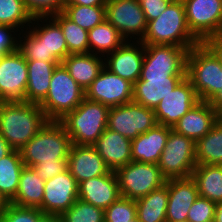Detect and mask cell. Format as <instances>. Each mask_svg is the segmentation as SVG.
Masks as SVG:
<instances>
[{"instance_id":"obj_1","label":"cell","mask_w":222,"mask_h":222,"mask_svg":"<svg viewBox=\"0 0 222 222\" xmlns=\"http://www.w3.org/2000/svg\"><path fill=\"white\" fill-rule=\"evenodd\" d=\"M48 121L39 104L0 102V135L13 150L20 151Z\"/></svg>"},{"instance_id":"obj_2","label":"cell","mask_w":222,"mask_h":222,"mask_svg":"<svg viewBox=\"0 0 222 222\" xmlns=\"http://www.w3.org/2000/svg\"><path fill=\"white\" fill-rule=\"evenodd\" d=\"M144 45L192 48L201 43L190 31L182 0H173L159 17L147 23Z\"/></svg>"},{"instance_id":"obj_3","label":"cell","mask_w":222,"mask_h":222,"mask_svg":"<svg viewBox=\"0 0 222 222\" xmlns=\"http://www.w3.org/2000/svg\"><path fill=\"white\" fill-rule=\"evenodd\" d=\"M110 107L86 98L59 122L70 136L72 144L92 146L108 123Z\"/></svg>"},{"instance_id":"obj_4","label":"cell","mask_w":222,"mask_h":222,"mask_svg":"<svg viewBox=\"0 0 222 222\" xmlns=\"http://www.w3.org/2000/svg\"><path fill=\"white\" fill-rule=\"evenodd\" d=\"M72 142L59 121H48L44 127L20 149L25 166L44 162H61L69 156Z\"/></svg>"},{"instance_id":"obj_5","label":"cell","mask_w":222,"mask_h":222,"mask_svg":"<svg viewBox=\"0 0 222 222\" xmlns=\"http://www.w3.org/2000/svg\"><path fill=\"white\" fill-rule=\"evenodd\" d=\"M186 77L200 101L209 102L222 88V63L204 44L188 51Z\"/></svg>"},{"instance_id":"obj_6","label":"cell","mask_w":222,"mask_h":222,"mask_svg":"<svg viewBox=\"0 0 222 222\" xmlns=\"http://www.w3.org/2000/svg\"><path fill=\"white\" fill-rule=\"evenodd\" d=\"M85 98V90L59 63L51 77L45 99L39 104L49 121H59L73 111Z\"/></svg>"},{"instance_id":"obj_7","label":"cell","mask_w":222,"mask_h":222,"mask_svg":"<svg viewBox=\"0 0 222 222\" xmlns=\"http://www.w3.org/2000/svg\"><path fill=\"white\" fill-rule=\"evenodd\" d=\"M157 165L166 180L190 177L197 165L196 143L172 129Z\"/></svg>"},{"instance_id":"obj_8","label":"cell","mask_w":222,"mask_h":222,"mask_svg":"<svg viewBox=\"0 0 222 222\" xmlns=\"http://www.w3.org/2000/svg\"><path fill=\"white\" fill-rule=\"evenodd\" d=\"M115 173L121 196L135 201L166 183L157 164L131 161Z\"/></svg>"},{"instance_id":"obj_9","label":"cell","mask_w":222,"mask_h":222,"mask_svg":"<svg viewBox=\"0 0 222 222\" xmlns=\"http://www.w3.org/2000/svg\"><path fill=\"white\" fill-rule=\"evenodd\" d=\"M190 49L175 45H144V60L139 78L186 75Z\"/></svg>"},{"instance_id":"obj_10","label":"cell","mask_w":222,"mask_h":222,"mask_svg":"<svg viewBox=\"0 0 222 222\" xmlns=\"http://www.w3.org/2000/svg\"><path fill=\"white\" fill-rule=\"evenodd\" d=\"M158 124L153 109L135 102L110 107L107 128L133 140Z\"/></svg>"},{"instance_id":"obj_11","label":"cell","mask_w":222,"mask_h":222,"mask_svg":"<svg viewBox=\"0 0 222 222\" xmlns=\"http://www.w3.org/2000/svg\"><path fill=\"white\" fill-rule=\"evenodd\" d=\"M191 33L203 43L222 34V0H182Z\"/></svg>"},{"instance_id":"obj_12","label":"cell","mask_w":222,"mask_h":222,"mask_svg":"<svg viewBox=\"0 0 222 222\" xmlns=\"http://www.w3.org/2000/svg\"><path fill=\"white\" fill-rule=\"evenodd\" d=\"M105 17L126 41L134 35L141 41L146 33L147 21L138 0H107Z\"/></svg>"},{"instance_id":"obj_13","label":"cell","mask_w":222,"mask_h":222,"mask_svg":"<svg viewBox=\"0 0 222 222\" xmlns=\"http://www.w3.org/2000/svg\"><path fill=\"white\" fill-rule=\"evenodd\" d=\"M85 98L114 107L133 101V83L105 67L85 91Z\"/></svg>"},{"instance_id":"obj_14","label":"cell","mask_w":222,"mask_h":222,"mask_svg":"<svg viewBox=\"0 0 222 222\" xmlns=\"http://www.w3.org/2000/svg\"><path fill=\"white\" fill-rule=\"evenodd\" d=\"M28 68L19 51L3 56L0 63V102L25 101Z\"/></svg>"},{"instance_id":"obj_15","label":"cell","mask_w":222,"mask_h":222,"mask_svg":"<svg viewBox=\"0 0 222 222\" xmlns=\"http://www.w3.org/2000/svg\"><path fill=\"white\" fill-rule=\"evenodd\" d=\"M198 102L192 83L185 77L154 109L158 124L173 128Z\"/></svg>"},{"instance_id":"obj_16","label":"cell","mask_w":222,"mask_h":222,"mask_svg":"<svg viewBox=\"0 0 222 222\" xmlns=\"http://www.w3.org/2000/svg\"><path fill=\"white\" fill-rule=\"evenodd\" d=\"M78 199V183L69 170L46 180L42 206L43 214L61 215Z\"/></svg>"},{"instance_id":"obj_17","label":"cell","mask_w":222,"mask_h":222,"mask_svg":"<svg viewBox=\"0 0 222 222\" xmlns=\"http://www.w3.org/2000/svg\"><path fill=\"white\" fill-rule=\"evenodd\" d=\"M136 41L138 45L125 41L119 48L107 54L108 58H104L106 69L133 84L140 77L144 60V44L141 41Z\"/></svg>"},{"instance_id":"obj_18","label":"cell","mask_w":222,"mask_h":222,"mask_svg":"<svg viewBox=\"0 0 222 222\" xmlns=\"http://www.w3.org/2000/svg\"><path fill=\"white\" fill-rule=\"evenodd\" d=\"M119 197L118 178L115 171L94 177L78 184V199L105 210Z\"/></svg>"},{"instance_id":"obj_19","label":"cell","mask_w":222,"mask_h":222,"mask_svg":"<svg viewBox=\"0 0 222 222\" xmlns=\"http://www.w3.org/2000/svg\"><path fill=\"white\" fill-rule=\"evenodd\" d=\"M70 174L79 184L94 177L106 175L110 169L93 146L72 144L67 158Z\"/></svg>"},{"instance_id":"obj_20","label":"cell","mask_w":222,"mask_h":222,"mask_svg":"<svg viewBox=\"0 0 222 222\" xmlns=\"http://www.w3.org/2000/svg\"><path fill=\"white\" fill-rule=\"evenodd\" d=\"M168 193L166 222L187 220L190 207L199 197L194 179L190 176L168 180Z\"/></svg>"},{"instance_id":"obj_21","label":"cell","mask_w":222,"mask_h":222,"mask_svg":"<svg viewBox=\"0 0 222 222\" xmlns=\"http://www.w3.org/2000/svg\"><path fill=\"white\" fill-rule=\"evenodd\" d=\"M216 121L217 111L209 102L200 101L183 115L172 129L196 143L213 128Z\"/></svg>"},{"instance_id":"obj_22","label":"cell","mask_w":222,"mask_h":222,"mask_svg":"<svg viewBox=\"0 0 222 222\" xmlns=\"http://www.w3.org/2000/svg\"><path fill=\"white\" fill-rule=\"evenodd\" d=\"M92 146L112 171L132 161V140L111 129L106 128Z\"/></svg>"},{"instance_id":"obj_23","label":"cell","mask_w":222,"mask_h":222,"mask_svg":"<svg viewBox=\"0 0 222 222\" xmlns=\"http://www.w3.org/2000/svg\"><path fill=\"white\" fill-rule=\"evenodd\" d=\"M186 77L172 75L170 77L139 78L133 84V102L155 109L162 98L166 97Z\"/></svg>"},{"instance_id":"obj_24","label":"cell","mask_w":222,"mask_h":222,"mask_svg":"<svg viewBox=\"0 0 222 222\" xmlns=\"http://www.w3.org/2000/svg\"><path fill=\"white\" fill-rule=\"evenodd\" d=\"M171 130V127L157 124L133 139L132 161L157 164Z\"/></svg>"},{"instance_id":"obj_25","label":"cell","mask_w":222,"mask_h":222,"mask_svg":"<svg viewBox=\"0 0 222 222\" xmlns=\"http://www.w3.org/2000/svg\"><path fill=\"white\" fill-rule=\"evenodd\" d=\"M28 80L25 102L40 104L47 96L52 74L60 62L26 60Z\"/></svg>"},{"instance_id":"obj_26","label":"cell","mask_w":222,"mask_h":222,"mask_svg":"<svg viewBox=\"0 0 222 222\" xmlns=\"http://www.w3.org/2000/svg\"><path fill=\"white\" fill-rule=\"evenodd\" d=\"M61 63L85 91L104 68L103 59L95 53L69 54Z\"/></svg>"},{"instance_id":"obj_27","label":"cell","mask_w":222,"mask_h":222,"mask_svg":"<svg viewBox=\"0 0 222 222\" xmlns=\"http://www.w3.org/2000/svg\"><path fill=\"white\" fill-rule=\"evenodd\" d=\"M45 180L40 178L32 167L24 166L15 197L10 203L21 207L42 206Z\"/></svg>"},{"instance_id":"obj_28","label":"cell","mask_w":222,"mask_h":222,"mask_svg":"<svg viewBox=\"0 0 222 222\" xmlns=\"http://www.w3.org/2000/svg\"><path fill=\"white\" fill-rule=\"evenodd\" d=\"M168 180L158 189L136 200V214L140 222H166Z\"/></svg>"},{"instance_id":"obj_29","label":"cell","mask_w":222,"mask_h":222,"mask_svg":"<svg viewBox=\"0 0 222 222\" xmlns=\"http://www.w3.org/2000/svg\"><path fill=\"white\" fill-rule=\"evenodd\" d=\"M191 177L200 197L216 204L222 202V165H196Z\"/></svg>"},{"instance_id":"obj_30","label":"cell","mask_w":222,"mask_h":222,"mask_svg":"<svg viewBox=\"0 0 222 222\" xmlns=\"http://www.w3.org/2000/svg\"><path fill=\"white\" fill-rule=\"evenodd\" d=\"M24 166L19 150H12L0 159V192L9 202L17 193Z\"/></svg>"},{"instance_id":"obj_31","label":"cell","mask_w":222,"mask_h":222,"mask_svg":"<svg viewBox=\"0 0 222 222\" xmlns=\"http://www.w3.org/2000/svg\"><path fill=\"white\" fill-rule=\"evenodd\" d=\"M197 165H222V123L216 121L213 128L196 142Z\"/></svg>"},{"instance_id":"obj_32","label":"cell","mask_w":222,"mask_h":222,"mask_svg":"<svg viewBox=\"0 0 222 222\" xmlns=\"http://www.w3.org/2000/svg\"><path fill=\"white\" fill-rule=\"evenodd\" d=\"M126 40L120 35L118 30L106 19L93 29L88 31V42L90 53L110 54L119 48ZM100 52V53H99Z\"/></svg>"},{"instance_id":"obj_33","label":"cell","mask_w":222,"mask_h":222,"mask_svg":"<svg viewBox=\"0 0 222 222\" xmlns=\"http://www.w3.org/2000/svg\"><path fill=\"white\" fill-rule=\"evenodd\" d=\"M49 23L43 24L42 27L30 29L31 32L42 40L46 49V57H55L60 63L69 55L64 34L60 26L53 20L49 19Z\"/></svg>"},{"instance_id":"obj_34","label":"cell","mask_w":222,"mask_h":222,"mask_svg":"<svg viewBox=\"0 0 222 222\" xmlns=\"http://www.w3.org/2000/svg\"><path fill=\"white\" fill-rule=\"evenodd\" d=\"M61 28L69 54L90 53L88 31L68 19L62 12L50 16Z\"/></svg>"},{"instance_id":"obj_35","label":"cell","mask_w":222,"mask_h":222,"mask_svg":"<svg viewBox=\"0 0 222 222\" xmlns=\"http://www.w3.org/2000/svg\"><path fill=\"white\" fill-rule=\"evenodd\" d=\"M47 18L46 20H44ZM47 21L49 17H32L27 11L23 0H0V24L14 27L24 28L25 24L32 21Z\"/></svg>"},{"instance_id":"obj_36","label":"cell","mask_w":222,"mask_h":222,"mask_svg":"<svg viewBox=\"0 0 222 222\" xmlns=\"http://www.w3.org/2000/svg\"><path fill=\"white\" fill-rule=\"evenodd\" d=\"M62 13L87 31L106 19L105 6L64 5Z\"/></svg>"},{"instance_id":"obj_37","label":"cell","mask_w":222,"mask_h":222,"mask_svg":"<svg viewBox=\"0 0 222 222\" xmlns=\"http://www.w3.org/2000/svg\"><path fill=\"white\" fill-rule=\"evenodd\" d=\"M62 222H105L104 210L80 199L61 215Z\"/></svg>"},{"instance_id":"obj_38","label":"cell","mask_w":222,"mask_h":222,"mask_svg":"<svg viewBox=\"0 0 222 222\" xmlns=\"http://www.w3.org/2000/svg\"><path fill=\"white\" fill-rule=\"evenodd\" d=\"M136 217V201L122 196L104 210L105 222H129Z\"/></svg>"},{"instance_id":"obj_39","label":"cell","mask_w":222,"mask_h":222,"mask_svg":"<svg viewBox=\"0 0 222 222\" xmlns=\"http://www.w3.org/2000/svg\"><path fill=\"white\" fill-rule=\"evenodd\" d=\"M27 34H25V39H23L24 42L20 40V43H18V51L25 60L59 62L55 57H46V49L44 48L42 40H39L31 31H28Z\"/></svg>"},{"instance_id":"obj_40","label":"cell","mask_w":222,"mask_h":222,"mask_svg":"<svg viewBox=\"0 0 222 222\" xmlns=\"http://www.w3.org/2000/svg\"><path fill=\"white\" fill-rule=\"evenodd\" d=\"M44 214L36 207H21L9 203L0 222H38Z\"/></svg>"},{"instance_id":"obj_41","label":"cell","mask_w":222,"mask_h":222,"mask_svg":"<svg viewBox=\"0 0 222 222\" xmlns=\"http://www.w3.org/2000/svg\"><path fill=\"white\" fill-rule=\"evenodd\" d=\"M32 17H50L62 12L65 0H23Z\"/></svg>"},{"instance_id":"obj_42","label":"cell","mask_w":222,"mask_h":222,"mask_svg":"<svg viewBox=\"0 0 222 222\" xmlns=\"http://www.w3.org/2000/svg\"><path fill=\"white\" fill-rule=\"evenodd\" d=\"M216 203L209 199L198 197L187 214L189 222H209L215 218Z\"/></svg>"},{"instance_id":"obj_43","label":"cell","mask_w":222,"mask_h":222,"mask_svg":"<svg viewBox=\"0 0 222 222\" xmlns=\"http://www.w3.org/2000/svg\"><path fill=\"white\" fill-rule=\"evenodd\" d=\"M34 171L43 180H49L68 169L67 159L61 162H44L32 166Z\"/></svg>"},{"instance_id":"obj_44","label":"cell","mask_w":222,"mask_h":222,"mask_svg":"<svg viewBox=\"0 0 222 222\" xmlns=\"http://www.w3.org/2000/svg\"><path fill=\"white\" fill-rule=\"evenodd\" d=\"M14 30L16 32L14 27L0 24V56H6L18 51L19 41L15 37H12L11 34Z\"/></svg>"},{"instance_id":"obj_45","label":"cell","mask_w":222,"mask_h":222,"mask_svg":"<svg viewBox=\"0 0 222 222\" xmlns=\"http://www.w3.org/2000/svg\"><path fill=\"white\" fill-rule=\"evenodd\" d=\"M147 23L159 17L173 0H138Z\"/></svg>"},{"instance_id":"obj_46","label":"cell","mask_w":222,"mask_h":222,"mask_svg":"<svg viewBox=\"0 0 222 222\" xmlns=\"http://www.w3.org/2000/svg\"><path fill=\"white\" fill-rule=\"evenodd\" d=\"M222 63V34L214 35L203 42Z\"/></svg>"},{"instance_id":"obj_47","label":"cell","mask_w":222,"mask_h":222,"mask_svg":"<svg viewBox=\"0 0 222 222\" xmlns=\"http://www.w3.org/2000/svg\"><path fill=\"white\" fill-rule=\"evenodd\" d=\"M107 0H65V5L105 6Z\"/></svg>"},{"instance_id":"obj_48","label":"cell","mask_w":222,"mask_h":222,"mask_svg":"<svg viewBox=\"0 0 222 222\" xmlns=\"http://www.w3.org/2000/svg\"><path fill=\"white\" fill-rule=\"evenodd\" d=\"M209 103L216 111H218L222 107V88L209 101Z\"/></svg>"},{"instance_id":"obj_49","label":"cell","mask_w":222,"mask_h":222,"mask_svg":"<svg viewBox=\"0 0 222 222\" xmlns=\"http://www.w3.org/2000/svg\"><path fill=\"white\" fill-rule=\"evenodd\" d=\"M12 150L7 141L0 135V159L8 155Z\"/></svg>"},{"instance_id":"obj_50","label":"cell","mask_w":222,"mask_h":222,"mask_svg":"<svg viewBox=\"0 0 222 222\" xmlns=\"http://www.w3.org/2000/svg\"><path fill=\"white\" fill-rule=\"evenodd\" d=\"M38 222H62L60 215L44 214Z\"/></svg>"},{"instance_id":"obj_51","label":"cell","mask_w":222,"mask_h":222,"mask_svg":"<svg viewBox=\"0 0 222 222\" xmlns=\"http://www.w3.org/2000/svg\"><path fill=\"white\" fill-rule=\"evenodd\" d=\"M9 201L3 196V194L0 192V220L3 215V213L6 211L7 206L9 205Z\"/></svg>"},{"instance_id":"obj_52","label":"cell","mask_w":222,"mask_h":222,"mask_svg":"<svg viewBox=\"0 0 222 222\" xmlns=\"http://www.w3.org/2000/svg\"><path fill=\"white\" fill-rule=\"evenodd\" d=\"M214 221L222 222V202L216 204Z\"/></svg>"},{"instance_id":"obj_53","label":"cell","mask_w":222,"mask_h":222,"mask_svg":"<svg viewBox=\"0 0 222 222\" xmlns=\"http://www.w3.org/2000/svg\"><path fill=\"white\" fill-rule=\"evenodd\" d=\"M217 121L222 123V107L217 111Z\"/></svg>"},{"instance_id":"obj_54","label":"cell","mask_w":222,"mask_h":222,"mask_svg":"<svg viewBox=\"0 0 222 222\" xmlns=\"http://www.w3.org/2000/svg\"><path fill=\"white\" fill-rule=\"evenodd\" d=\"M129 222H140L139 219L136 217L135 219L129 221Z\"/></svg>"},{"instance_id":"obj_55","label":"cell","mask_w":222,"mask_h":222,"mask_svg":"<svg viewBox=\"0 0 222 222\" xmlns=\"http://www.w3.org/2000/svg\"><path fill=\"white\" fill-rule=\"evenodd\" d=\"M177 222H189L188 220H184V221H177Z\"/></svg>"}]
</instances>
